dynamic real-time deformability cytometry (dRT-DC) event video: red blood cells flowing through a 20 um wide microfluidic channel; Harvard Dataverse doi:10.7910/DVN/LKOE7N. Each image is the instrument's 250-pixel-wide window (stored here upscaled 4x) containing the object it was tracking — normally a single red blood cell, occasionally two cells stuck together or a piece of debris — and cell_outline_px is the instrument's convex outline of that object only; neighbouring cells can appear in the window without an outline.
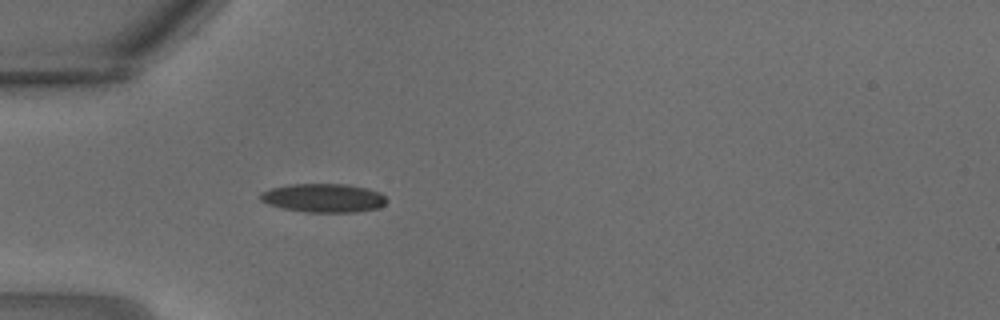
{"species": "common noctule bat (a hibernating species)", "species_latin": "Nyctalus noctula", "temperature_condition": "warm", "stored_images_in_passage": 5, "camera_frame_rate_fps": 3000, "um_per_image_px": 0.085, "animal": {"sex": "male", "body_mass_g": 18.8}, "frame": {"image": 1, "passage_image": 1, "time_ms": 0.0, "image_size_px": [1000, 320], "cell_outline_px": [[388, 200], [384, 204], [376, 208], [356, 212], [304, 212], [280, 208], [268, 204], [260, 200], [260, 192], [272, 188], [292, 184], [344, 184], [368, 188], [380, 192]], "centroid_in_image_um": [27.48, 16.83], "position_along_channel_um": 57.5, "area_um2": 21.15}}
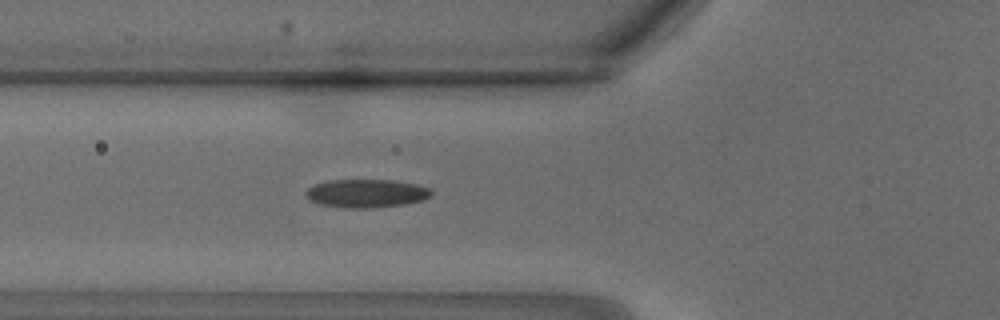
{"frame": {"image": 2, "passage_image": 3, "time_ms": 0.667, "image_size_px": [1000, 320], "cell_outline_px": [[432, 192], [424, 200], [404, 204], [372, 208], [348, 208], [320, 204], [308, 200], [304, 196], [304, 192], [308, 188], [316, 184], [328, 180], [392, 180], [416, 184], [428, 188]], "centroid_in_image_um": [31.09, 16.44], "position_along_channel_um": 94.7, "area_um2": 20.69}}